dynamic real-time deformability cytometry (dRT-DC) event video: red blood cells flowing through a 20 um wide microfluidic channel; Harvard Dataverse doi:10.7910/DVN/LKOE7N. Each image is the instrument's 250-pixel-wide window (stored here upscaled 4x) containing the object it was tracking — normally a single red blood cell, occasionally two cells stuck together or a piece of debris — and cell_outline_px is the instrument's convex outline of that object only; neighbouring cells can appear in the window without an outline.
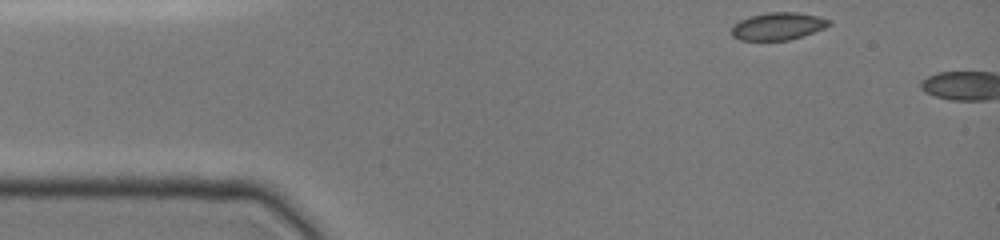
{"species": "common noctule bat (a hibernating species)", "species_latin": "Nyctalus noctula", "temperature_condition": "cold", "stored_images_in_passage": 2, "camera_frame_rate_fps": 3000, "um_per_image_px": 0.085, "animal": {"sex": "female", "body_mass_g": 19.0, "forearm_length_mm": 51.5}, "frame": {"image": 1, "passage_image": 1, "time_ms": 0.0, "image_size_px": [1000, 240], "cell_outline_px": [[832, 24], [824, 28], [788, 40], [740, 40], [732, 36], [732, 28], [740, 20], [748, 16], [768, 12], [796, 12], [816, 16], [832, 20]], "centroid_in_image_um": [66.12, 2.22], "position_along_channel_um": 18.9, "area_um2": 15.43}}